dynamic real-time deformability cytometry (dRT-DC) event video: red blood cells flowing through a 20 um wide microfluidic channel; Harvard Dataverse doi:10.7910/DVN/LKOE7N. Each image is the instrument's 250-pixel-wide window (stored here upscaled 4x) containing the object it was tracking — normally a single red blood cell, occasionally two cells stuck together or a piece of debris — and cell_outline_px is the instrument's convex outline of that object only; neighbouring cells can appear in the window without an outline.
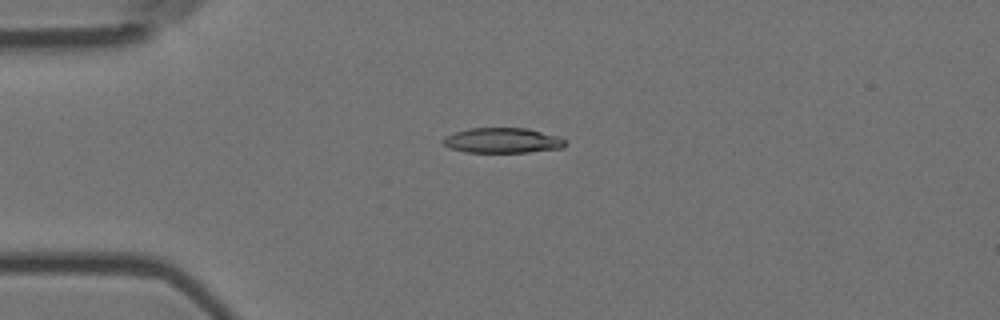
{"species": "Egyptian fruit bat (a non-hibernating species)", "species_latin": "Rousettus aegyptiacus", "temperature_condition": "room temperature", "stored_images_in_passage": 8, "camera_frame_rate_fps": 3000, "um_per_image_px": 0.085, "animal": {"sex": "female"}, "frame": {"image": 1, "passage_image": 4, "time_ms": 1.0, "image_size_px": [1000, 320], "cell_outline_px": [[568, 144], [564, 148], [528, 152], [464, 152], [448, 148], [440, 140], [444, 136], [468, 128], [528, 128], [560, 136]], "centroid_in_image_um": [42.72, 11.94], "position_along_channel_um": 42.3, "area_um2": 18.21}}
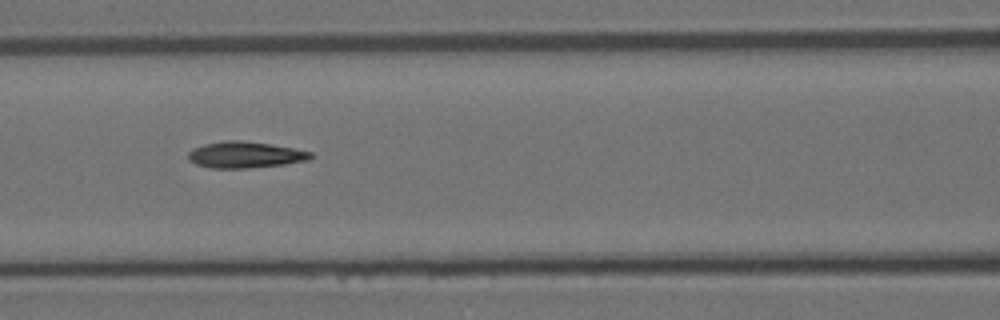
{"frame": {"image": 2, "passage_image": 7, "time_ms": 2.0, "image_size_px": [1000, 320], "cell_outline_px": [[312, 160], [284, 164], [248, 168], [212, 168], [196, 164], [188, 160], [188, 152], [192, 148], [204, 144], [224, 140], [244, 140], [292, 148], [312, 152]], "centroid_in_image_um": [20.82, 13.15], "position_along_channel_um": 145.8, "area_um2": 18.84}}
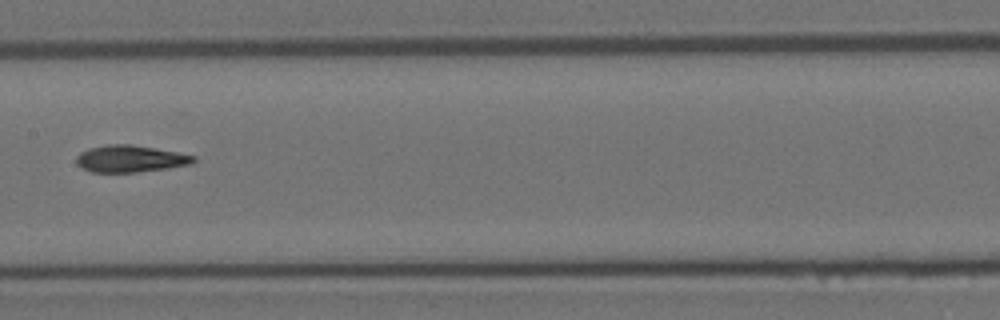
{"frame": {"image": 3, "passage_image": 8, "time_ms": 2.333, "image_size_px": [1000, 320], "cell_outline_px": [[196, 160], [192, 164], [168, 168], [136, 172], [92, 172], [76, 164], [76, 156], [80, 152], [88, 148], [108, 144], [132, 144], [176, 152], [196, 156]], "centroid_in_image_um": [11.06, 13.49], "position_along_channel_um": 196.3, "area_um2": 18.38}}